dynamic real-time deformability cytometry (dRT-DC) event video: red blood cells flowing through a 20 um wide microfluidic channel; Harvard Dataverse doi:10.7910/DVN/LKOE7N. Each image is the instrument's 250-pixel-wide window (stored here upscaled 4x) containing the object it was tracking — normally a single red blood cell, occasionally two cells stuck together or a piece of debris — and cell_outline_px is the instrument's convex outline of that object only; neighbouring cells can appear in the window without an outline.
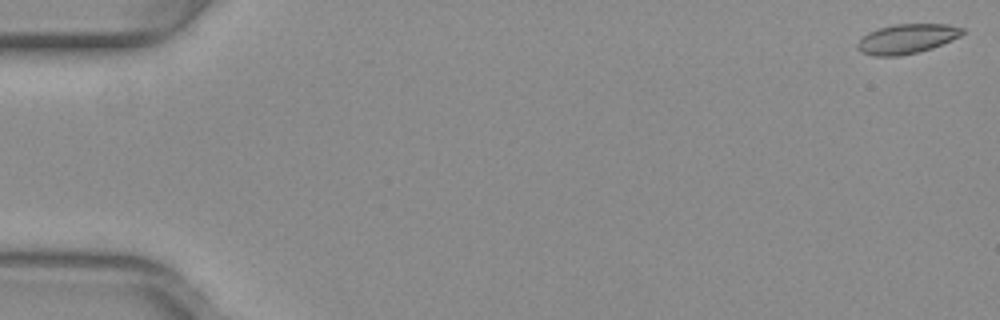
{"species": "common noctule bat (a hibernating species)", "species_latin": "Nyctalus noctula", "temperature_condition": "warm", "stored_images_in_passage": 7, "camera_frame_rate_fps": 3000, "um_per_image_px": 0.085, "animal": {"sex": "female", "body_mass_g": 29.2, "forearm_length_mm": 56.3}, "frame": {"image": 1, "passage_image": 1, "time_ms": 0.0, "image_size_px": [1000, 320], "cell_outline_px": [[964, 32], [960, 36], [952, 40], [932, 48], [920, 52], [900, 56], [876, 56], [860, 52], [856, 48], [856, 44], [868, 32], [880, 28], [896, 24], [948, 24], [964, 28]], "centroid_in_image_um": [77.09, 3.31], "position_along_channel_um": 7.9, "area_um2": 18.15}}